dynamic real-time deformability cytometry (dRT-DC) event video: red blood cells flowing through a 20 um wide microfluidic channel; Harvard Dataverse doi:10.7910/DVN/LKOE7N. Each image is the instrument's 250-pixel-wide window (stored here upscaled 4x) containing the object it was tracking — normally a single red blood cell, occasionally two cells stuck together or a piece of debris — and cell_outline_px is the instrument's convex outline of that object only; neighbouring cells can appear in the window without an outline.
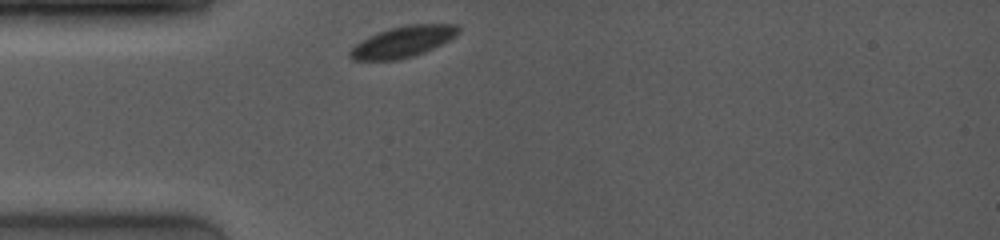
{"species": "common noctule bat (a hibernating species)", "species_latin": "Nyctalus noctula", "temperature_condition": "room temperature", "stored_images_in_passage": 29, "camera_frame_rate_fps": 4000, "um_per_image_px": 0.085, "animal": {"sex": "female", "body_mass_g": 19.0, "forearm_length_mm": 53.3}, "frame": {"image": 1, "passage_image": 1, "time_ms": 0.0, "image_size_px": [1000, 240], "cell_outline_px": [[460, 32], [456, 36], [424, 52], [412, 56], [396, 60], [352, 60], [348, 56], [348, 52], [356, 44], [368, 36], [392, 28], [408, 24], [456, 24], [460, 28]], "centroid_in_image_um": [34.24, 3.55], "position_along_channel_um": 50.8, "area_um2": 19.42}}
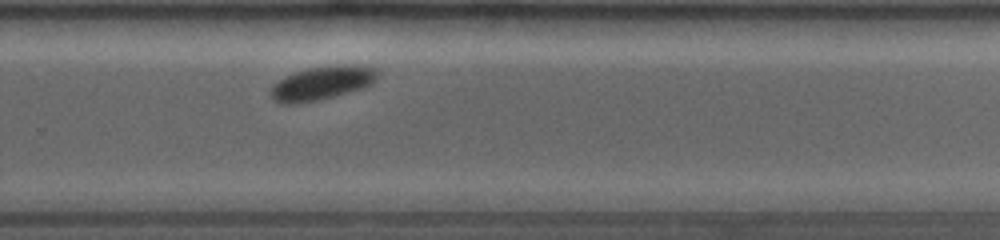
{"frame": {"image": 2, "passage_image": 17, "time_ms": 6.75, "image_size_px": [1000, 240], "cell_outline_px": [[380, 76], [372, 84], [364, 88], [316, 100], [292, 104], [280, 104], [272, 100], [268, 92], [272, 84], [296, 72], [308, 68], [372, 68], [380, 72]], "centroid_in_image_um": [27.27, 7.14], "position_along_channel_um": 302.5, "area_um2": 19.94}}
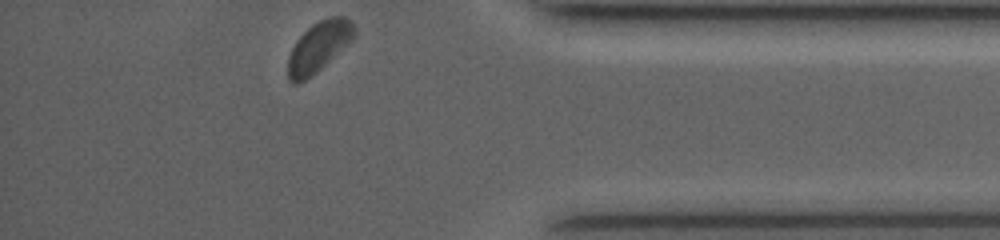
{"frame": {"image": 3, "passage_image": 29, "time_ms": 9.75, "image_size_px": [1000, 240], "cell_outline_px": [[356, 36], [348, 44], [312, 76], [296, 84], [292, 84], [288, 80], [288, 56], [296, 40], [312, 24], [328, 16], [344, 16], [356, 28]], "centroid_in_image_um": [27.09, 3.97], "position_along_channel_um": 408.1, "area_um2": 19.42}}